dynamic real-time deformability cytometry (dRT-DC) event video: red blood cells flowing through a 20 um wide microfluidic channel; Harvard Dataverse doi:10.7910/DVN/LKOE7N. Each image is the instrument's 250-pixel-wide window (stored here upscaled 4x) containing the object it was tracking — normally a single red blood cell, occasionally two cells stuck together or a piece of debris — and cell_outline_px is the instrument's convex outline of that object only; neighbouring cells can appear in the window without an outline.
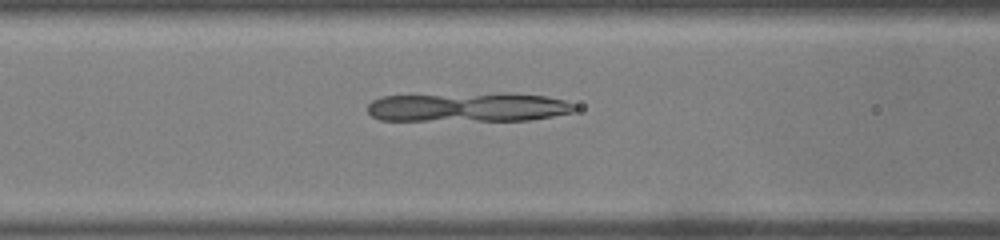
{"species": "common noctule bat (a hibernating species)", "species_latin": "Nyctalus noctula", "temperature_condition": "warm", "stored_images_in_passage": 28, "camera_frame_rate_fps": 3000, "um_per_image_px": 0.085, "animal": {"sex": "male", "body_mass_g": 19.0, "forearm_length_mm": 50.8}, "frame": {"image": 1, "passage_image": 7, "time_ms": 2.0, "image_size_px": [1000, 240], "cell_outline_px": [[576, 108], [572, 112], [552, 116], [528, 120], [380, 120], [372, 116], [368, 112], [368, 104], [372, 100], [380, 96], [500, 92], [508, 92], [544, 96], [564, 100], [576, 104]], "centroid_in_image_um": [39.79, 9.09], "position_along_channel_um": 126.8, "area_um2": 35.66}}
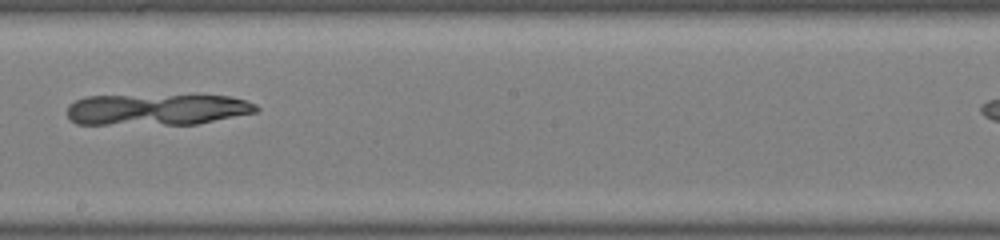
{"frame": {"image": 2, "passage_image": 15, "time_ms": 4.667, "image_size_px": [1000, 240], "cell_outline_px": [[260, 108], [256, 112], [196, 124], [76, 124], [68, 116], [68, 104], [84, 96], [232, 96], [256, 104]], "centroid_in_image_um": [13.32, 9.31], "position_along_channel_um": 234.9, "area_um2": 34.16}}
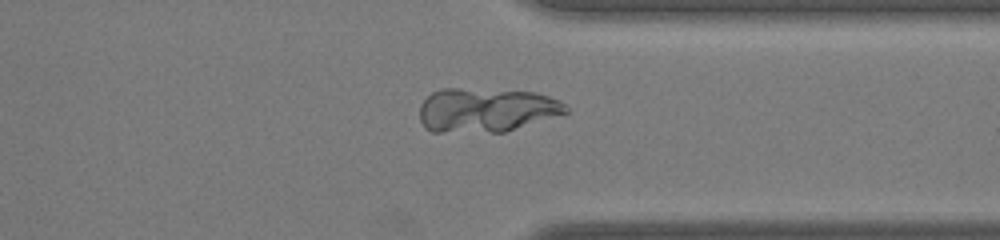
{"frame": {"image": 3, "passage_image": 25, "time_ms": 8.0, "image_size_px": [1000, 240], "cell_outline_px": [[568, 112], [504, 132], [432, 132], [424, 128], [420, 120], [420, 104], [432, 92], [440, 88], [460, 88], [536, 92], [560, 100], [568, 108]], "centroid_in_image_um": [41.28, 9.35], "position_along_channel_um": 370.1, "area_um2": 37.69}}